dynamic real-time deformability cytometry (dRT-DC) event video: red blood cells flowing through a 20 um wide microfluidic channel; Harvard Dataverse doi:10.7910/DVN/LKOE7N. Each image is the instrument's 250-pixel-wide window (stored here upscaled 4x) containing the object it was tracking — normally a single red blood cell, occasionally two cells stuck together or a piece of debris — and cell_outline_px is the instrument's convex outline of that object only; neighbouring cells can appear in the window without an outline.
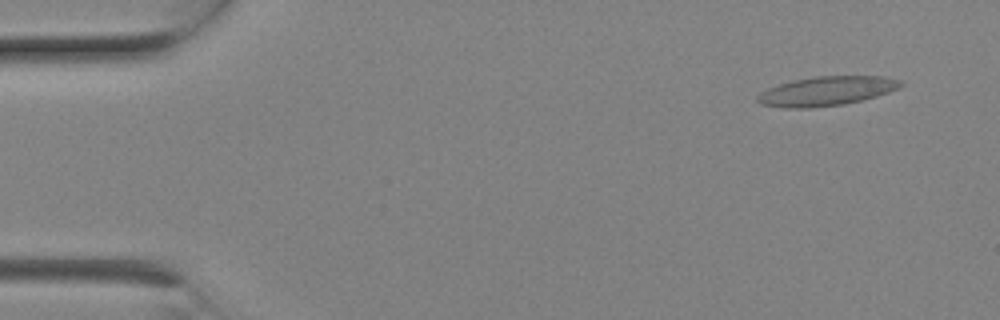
{"species": "Egyptian fruit bat (a non-hibernating species)", "species_latin": "Rousettus aegyptiacus", "temperature_condition": "room temperature", "stored_images_in_passage": 10, "camera_frame_rate_fps": 3000, "um_per_image_px": 0.085, "animal": {"sex": "female"}, "frame": {"image": 1, "passage_image": 2, "time_ms": 0.333, "image_size_px": [1000, 320], "cell_outline_px": [[904, 84], [888, 92], [876, 96], [844, 104], [808, 108], [784, 108], [760, 104], [756, 100], [756, 96], [768, 88], [792, 80], [816, 76], [880, 76], [900, 80]], "centroid_in_image_um": [70.21, 7.74], "position_along_channel_um": 14.8, "area_um2": 24.22}}
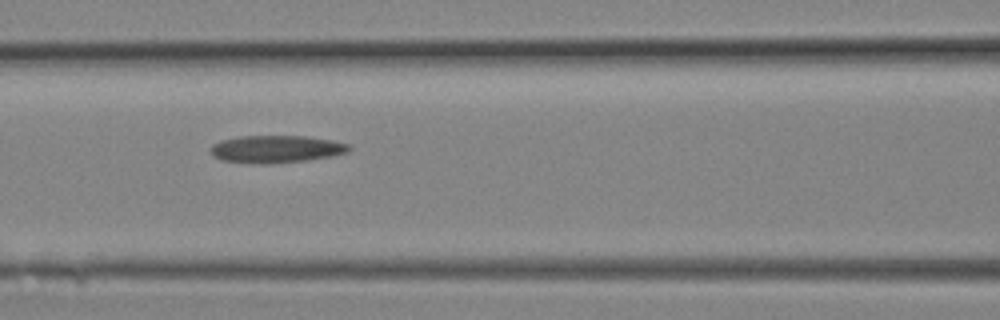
{"frame": {"image": 2, "passage_image": 9, "time_ms": 2.667, "image_size_px": [1000, 320], "cell_outline_px": [[352, 148], [348, 152], [332, 156], [308, 160], [272, 164], [256, 164], [220, 160], [212, 156], [208, 152], [212, 144], [220, 140], [240, 136], [304, 136], [332, 140], [348, 144]], "centroid_in_image_um": [23.42, 12.68], "position_along_channel_um": 143.2, "area_um2": 22.48}}
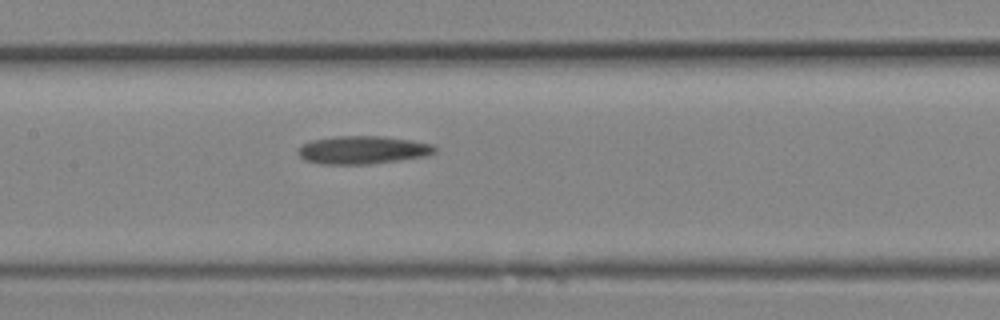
{"frame": {"image": 3, "passage_image": 10, "time_ms": 3.0, "image_size_px": [1000, 320], "cell_outline_px": [[436, 152], [424, 156], [400, 160], [372, 164], [320, 164], [304, 160], [296, 152], [304, 144], [312, 140], [336, 136], [384, 136], [412, 140], [432, 144], [436, 148]], "centroid_in_image_um": [30.83, 12.75], "position_along_channel_um": 176.6, "area_um2": 22.37}}